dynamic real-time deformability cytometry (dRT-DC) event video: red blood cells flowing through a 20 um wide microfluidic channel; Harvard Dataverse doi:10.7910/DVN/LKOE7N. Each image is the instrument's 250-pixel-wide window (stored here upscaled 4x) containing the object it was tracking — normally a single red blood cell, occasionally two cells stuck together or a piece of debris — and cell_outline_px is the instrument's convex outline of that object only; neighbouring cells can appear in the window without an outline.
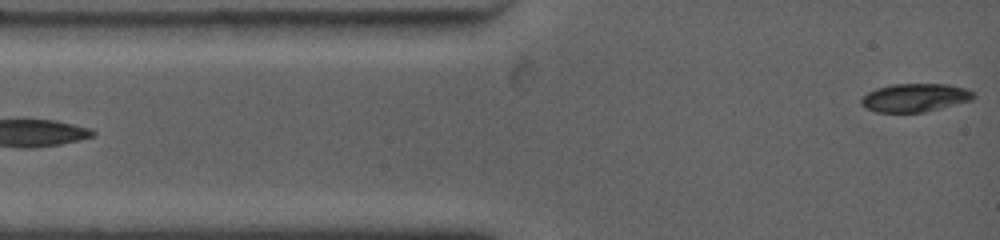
{"species": "common noctule bat (a hibernating species)", "species_latin": "Nyctalus noctula", "temperature_condition": "warm", "stored_images_in_passage": 5, "segment_of_instrument_passage": [2, 2], "camera_frame_rate_fps": 4500, "um_per_image_px": 0.085, "animal": {"sex": "female", "body_mass_g": 19.0, "forearm_length_mm": 53.3}, "frame": {"image": 1, "passage_image": 5, "time_ms": 3.111, "image_size_px": [1000, 240], "cell_outline_px": [[976, 96], [972, 100], [924, 112], [876, 112], [864, 108], [860, 104], [860, 100], [868, 92], [876, 88], [892, 84], [948, 84], [968, 88]], "centroid_in_image_um": [77.76, 8.3], "position_along_channel_um": 7.2, "area_um2": 18.61}}